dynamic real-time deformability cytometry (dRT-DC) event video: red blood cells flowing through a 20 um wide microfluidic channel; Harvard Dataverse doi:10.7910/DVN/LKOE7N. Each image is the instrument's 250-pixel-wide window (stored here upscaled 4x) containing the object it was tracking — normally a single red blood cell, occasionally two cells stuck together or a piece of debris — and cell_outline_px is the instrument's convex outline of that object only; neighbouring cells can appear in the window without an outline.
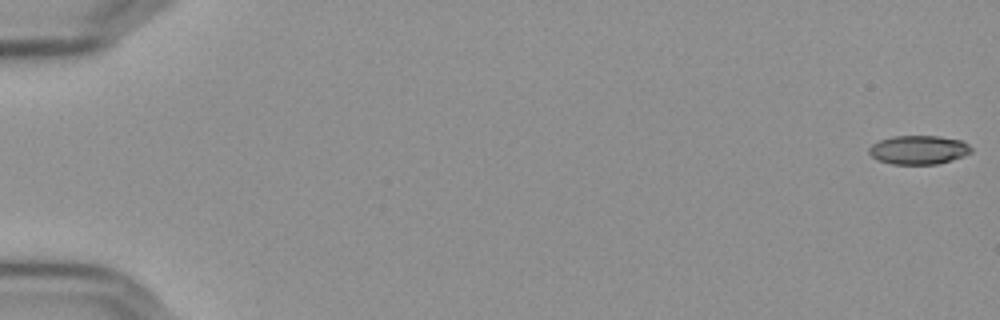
{"species": "Egyptian fruit bat (a non-hibernating species)", "species_latin": "Rousettus aegyptiacus", "temperature_condition": "cold", "stored_images_in_passage": 13, "camera_frame_rate_fps": 3000, "um_per_image_px": 0.085, "frame": {"image": 1, "passage_image": 1, "time_ms": 0.0, "image_size_px": [1000, 320], "cell_outline_px": [[972, 152], [964, 156], [952, 160], [936, 164], [892, 164], [876, 160], [868, 152], [868, 148], [872, 144], [880, 140], [892, 136], [940, 136], [960, 140], [968, 144], [972, 148]], "centroid_in_image_um": [78.07, 12.74], "position_along_channel_um": 6.9, "area_um2": 17.28}}